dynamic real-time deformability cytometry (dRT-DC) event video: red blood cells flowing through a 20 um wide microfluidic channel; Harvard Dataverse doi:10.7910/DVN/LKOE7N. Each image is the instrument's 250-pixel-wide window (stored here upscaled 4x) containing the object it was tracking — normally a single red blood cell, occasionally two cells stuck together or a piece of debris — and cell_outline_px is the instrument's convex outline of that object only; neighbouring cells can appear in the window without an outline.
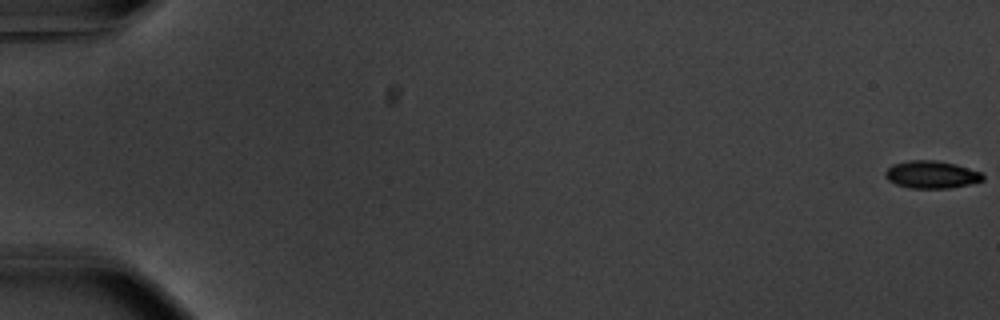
{"species": "common noctule bat (a hibernating species)", "species_latin": "Nyctalus noctula", "temperature_condition": "warm", "stored_images_in_passage": 40, "camera_frame_rate_fps": 3000, "um_per_image_px": 0.085, "animal": {"sex": "male", "body_mass_g": 20.1, "forearm_length_mm": 53.5}, "frame": {"image": 1, "passage_image": 1, "time_ms": 0.0, "image_size_px": [1000, 320], "cell_outline_px": [[984, 180], [968, 184], [948, 188], [912, 188], [896, 184], [888, 180], [884, 176], [884, 172], [892, 164], [908, 160], [936, 160], [956, 164], [980, 172], [984, 176]], "centroid_in_image_um": [79.14, 14.83], "position_along_channel_um": 5.9, "area_um2": 15.61}}
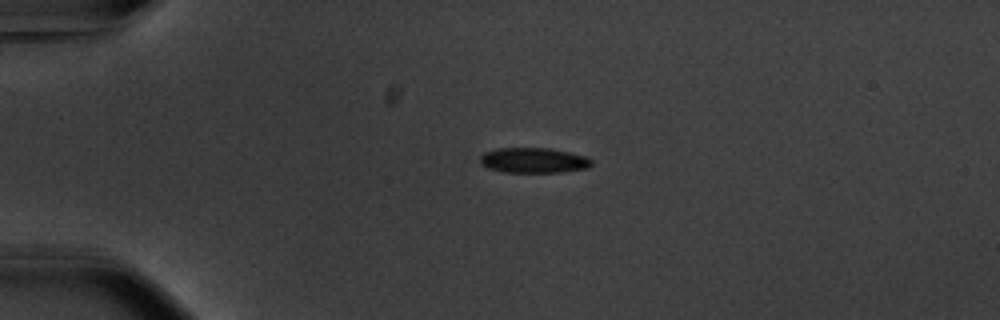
{"frame": {"image": 2, "passage_image": 15, "time_ms": 4.667, "image_size_px": [1000, 320], "cell_outline_px": [[592, 164], [588, 168], [560, 172], [504, 172], [488, 168], [480, 164], [480, 156], [484, 152], [496, 148], [548, 148], [588, 156], [592, 160]], "centroid_in_image_um": [45.35, 13.62], "position_along_channel_um": 39.7, "area_um2": 16.47}}
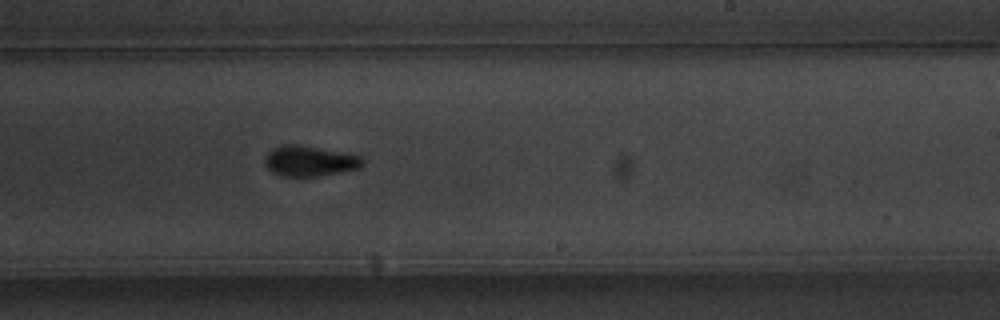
{"frame": {"image": 3, "passage_image": 36, "time_ms": 11.667, "image_size_px": [1000, 320], "cell_outline_px": [[364, 164], [360, 168], [340, 172], [316, 176], [284, 176], [272, 172], [264, 164], [264, 160], [268, 152], [272, 148], [284, 144], [292, 144], [316, 148], [360, 156], [364, 160]], "centroid_in_image_um": [26.29, 13.7], "position_along_channel_um": 262.7, "area_um2": 16.99}}